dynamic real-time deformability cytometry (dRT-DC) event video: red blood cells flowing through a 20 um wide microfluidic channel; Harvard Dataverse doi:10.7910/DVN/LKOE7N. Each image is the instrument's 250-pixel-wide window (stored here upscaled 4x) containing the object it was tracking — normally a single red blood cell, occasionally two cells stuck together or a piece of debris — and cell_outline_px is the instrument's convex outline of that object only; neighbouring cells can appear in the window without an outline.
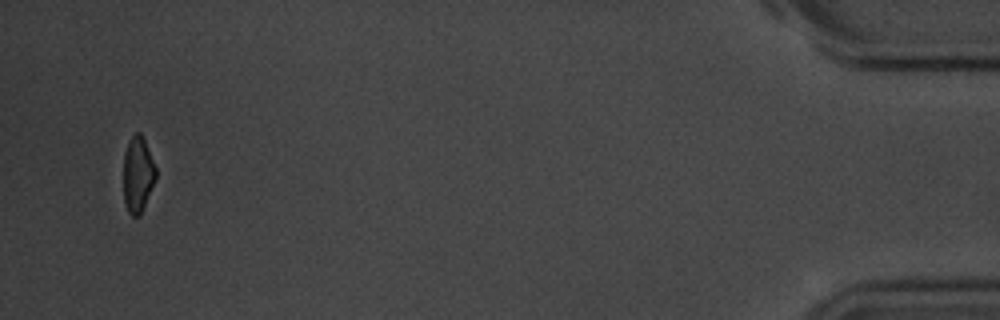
{"species": "common noctule bat (a hibernating species)", "species_latin": "Nyctalus noctula", "temperature_condition": "room temperature", "stored_images_in_passage": 15, "camera_frame_rate_fps": 3000, "um_per_image_px": 0.085, "animal": {"sex": "male", "body_mass_g": 20.1, "forearm_length_mm": 53.5}, "frame": {"image": 1, "passage_image": 15, "time_ms": 18.333, "image_size_px": [1000, 320], "cell_outline_px": [[156, 180], [140, 216], [132, 216], [128, 212], [124, 200], [124, 152], [128, 140], [136, 132], [140, 132], [144, 140], [156, 168]], "centroid_in_image_um": [11.71, 14.84], "position_along_channel_um": 423.5, "area_um2": 14.33}, "authors_computed_cell_mechanics": {"area_um2": 17.34, "velocity_mm_per_s": 3.5271, "shape_relaxation_time_tau1_ms": 2.8411, "shape_relaxation_time_tau2_ms": null, "deformation_change_tau1": 0.1552, "deformation_change_tau2": null}}